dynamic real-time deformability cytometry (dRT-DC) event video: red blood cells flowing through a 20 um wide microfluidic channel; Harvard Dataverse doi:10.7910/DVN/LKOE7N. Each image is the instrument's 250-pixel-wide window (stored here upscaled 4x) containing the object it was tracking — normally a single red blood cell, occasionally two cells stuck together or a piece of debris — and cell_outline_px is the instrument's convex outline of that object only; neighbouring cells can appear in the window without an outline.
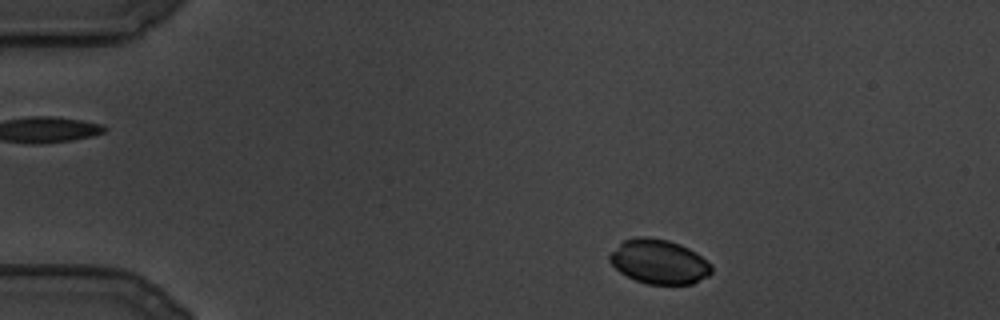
{"species": "common noctule bat (a hibernating species)", "species_latin": "Nyctalus noctula", "temperature_condition": "cold", "stored_images_in_passage": 103, "camera_frame_rate_fps": 3000, "um_per_image_px": 0.085, "animal": {"sex": "male", "body_mass_g": 19.5, "forearm_length_mm": 54.6}, "frame": {"image": 1, "passage_image": 6, "time_ms": 1.667, "image_size_px": [1000, 320], "cell_outline_px": [[712, 272], [708, 276], [692, 284], [648, 284], [636, 280], [620, 272], [608, 260], [608, 256], [624, 240], [636, 236], [648, 236], [668, 240], [680, 244], [696, 252], [712, 264]], "centroid_in_image_um": [56.04, 22.23], "position_along_channel_um": 29.0, "area_um2": 26.36}}
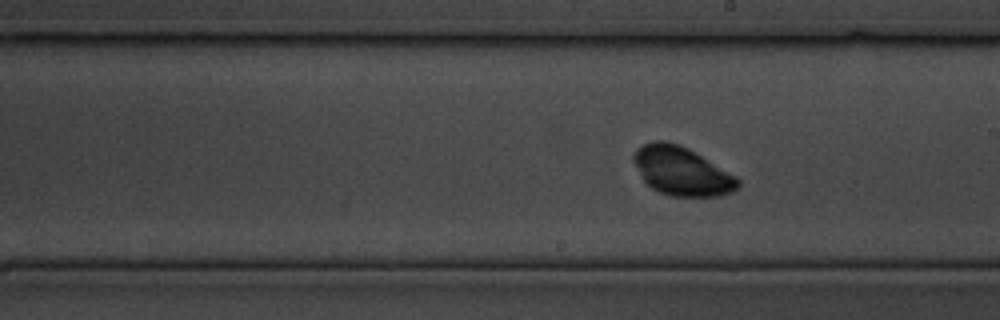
{"frame": {"image": 2, "passage_image": 53, "time_ms": 17.333, "image_size_px": [1000, 320], "cell_outline_px": [[740, 184], [732, 192], [720, 196], [672, 196], [660, 192], [652, 188], [644, 180], [632, 160], [632, 156], [636, 148], [644, 144], [656, 140], [664, 140], [680, 144], [696, 152], [736, 176], [740, 180]], "centroid_in_image_um": [57.94, 14.53], "position_along_channel_um": 231.1, "area_um2": 29.54}}
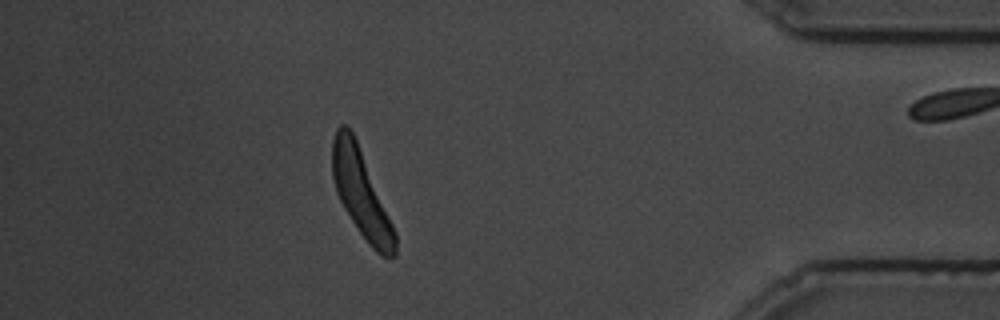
{"frame": {"image": 3, "passage_image": 90, "time_ms": 29.667, "image_size_px": [1000, 320], "cell_outline_px": [[396, 256], [388, 260], [380, 256], [368, 244], [344, 208], [336, 192], [332, 176], [332, 140], [336, 128], [340, 124], [344, 124], [352, 132], [356, 140], [396, 232]], "centroid_in_image_um": [30.7, 16.49], "position_along_channel_um": 404.5, "area_um2": 31.39}}